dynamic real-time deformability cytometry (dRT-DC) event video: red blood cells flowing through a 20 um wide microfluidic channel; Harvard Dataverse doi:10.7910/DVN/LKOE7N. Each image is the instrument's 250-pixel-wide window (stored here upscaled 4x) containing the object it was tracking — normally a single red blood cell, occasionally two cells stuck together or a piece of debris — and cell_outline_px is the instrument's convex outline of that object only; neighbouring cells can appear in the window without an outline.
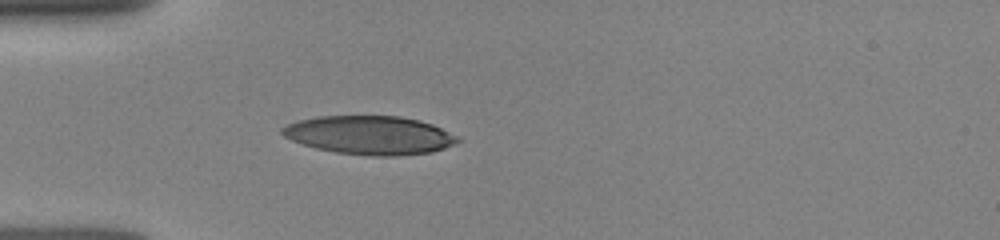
{"species": "human", "species_latin": "Homo sapiens", "temperature_condition": "room temperature", "stored_images_in_passage": 26, "camera_frame_rate_fps": 3000, "um_per_image_px": 0.085, "donor": {"sex": "female"}, "frame": {"image": 1, "passage_image": 3, "time_ms": 1.333, "image_size_px": [1000, 240], "cell_outline_px": [[460, 140], [444, 148], [432, 152], [396, 156], [372, 156], [336, 152], [316, 148], [292, 140], [284, 136], [280, 132], [280, 128], [296, 120], [316, 116], [400, 116], [420, 120], [432, 124], [456, 136]], "centroid_in_image_um": [31.39, 11.48], "position_along_channel_um": 53.6, "area_um2": 39.36}}
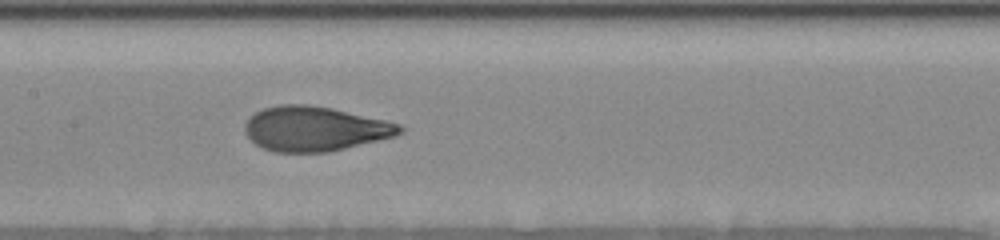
{"frame": {"image": 2, "passage_image": 9, "time_ms": 4.667, "image_size_px": [1000, 240], "cell_outline_px": [[404, 132], [396, 136], [328, 152], [276, 152], [264, 148], [256, 144], [244, 132], [244, 124], [256, 112], [264, 108], [280, 104], [308, 104], [332, 108], [384, 120], [400, 124], [404, 128]], "centroid_in_image_um": [26.77, 10.94], "position_along_channel_um": 180.6, "area_um2": 40.17}}
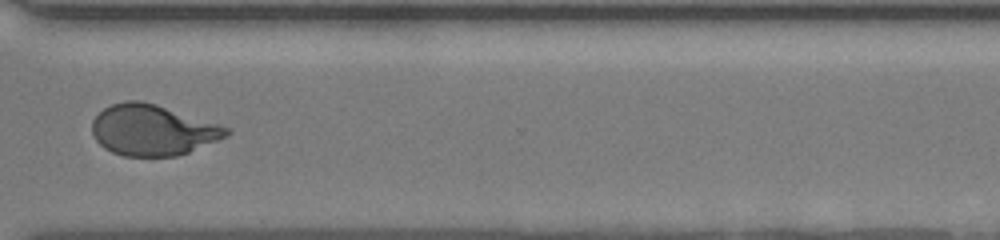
{"frame": {"image": 3, "passage_image": 17, "time_ms": 9.0, "image_size_px": [1000, 240], "cell_outline_px": [[232, 132], [228, 136], [188, 152], [176, 156], [124, 156], [112, 152], [104, 148], [96, 140], [92, 132], [92, 120], [104, 108], [112, 104], [124, 100], [140, 100], [156, 104], [220, 124], [228, 128]], "centroid_in_image_um": [12.97, 11.05], "position_along_channel_um": 357.6, "area_um2": 39.77}}